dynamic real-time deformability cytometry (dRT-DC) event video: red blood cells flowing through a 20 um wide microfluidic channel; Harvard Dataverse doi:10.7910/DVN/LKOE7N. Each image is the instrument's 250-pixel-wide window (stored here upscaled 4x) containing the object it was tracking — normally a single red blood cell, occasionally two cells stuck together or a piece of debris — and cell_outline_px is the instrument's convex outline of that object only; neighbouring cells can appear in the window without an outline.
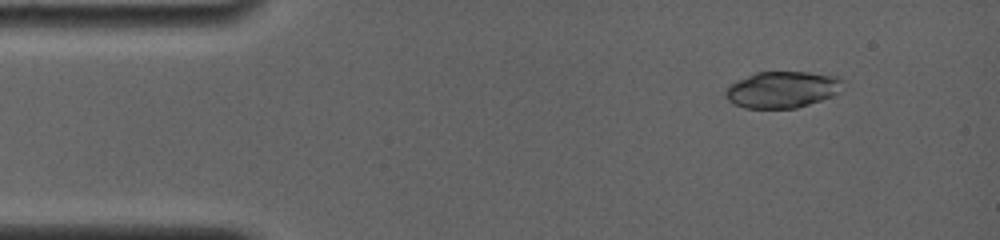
{"species": "common noctule bat (a hibernating species)", "species_latin": "Nyctalus noctula", "temperature_condition": "room temperature", "stored_images_in_passage": 8, "camera_frame_rate_fps": 4000, "um_per_image_px": 0.085, "animal": {"sex": "female", "body_mass_g": 19.0, "forearm_length_mm": 56.7}, "frame": {"image": 1, "passage_image": 3, "time_ms": 1.25, "image_size_px": [1000, 240], "cell_outline_px": [[844, 80], [836, 92], [832, 96], [796, 108], [744, 108], [732, 104], [724, 96], [724, 92], [736, 80], [756, 72], [808, 72], [836, 76]], "centroid_in_image_um": [66.43, 7.61], "position_along_channel_um": 18.6, "area_um2": 24.8}}
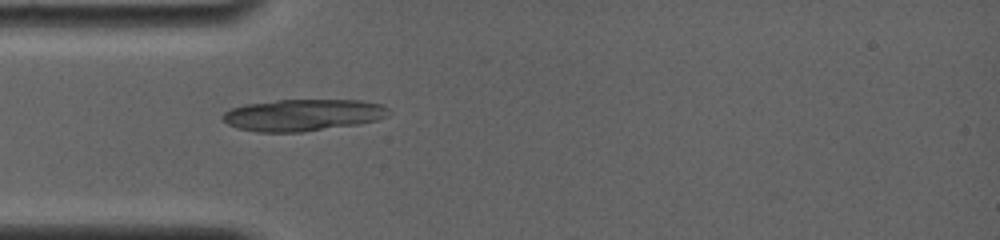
{"frame": {"image": 2, "passage_image": 8, "time_ms": 4.25, "image_size_px": [1000, 240], "cell_outline_px": [[392, 112], [388, 116], [376, 120], [360, 124], [300, 132], [256, 132], [240, 128], [228, 124], [220, 116], [224, 112], [232, 108], [244, 104], [276, 100], [360, 100], [384, 104]], "centroid_in_image_um": [25.78, 9.77], "position_along_channel_um": 59.2, "area_um2": 30.92}}